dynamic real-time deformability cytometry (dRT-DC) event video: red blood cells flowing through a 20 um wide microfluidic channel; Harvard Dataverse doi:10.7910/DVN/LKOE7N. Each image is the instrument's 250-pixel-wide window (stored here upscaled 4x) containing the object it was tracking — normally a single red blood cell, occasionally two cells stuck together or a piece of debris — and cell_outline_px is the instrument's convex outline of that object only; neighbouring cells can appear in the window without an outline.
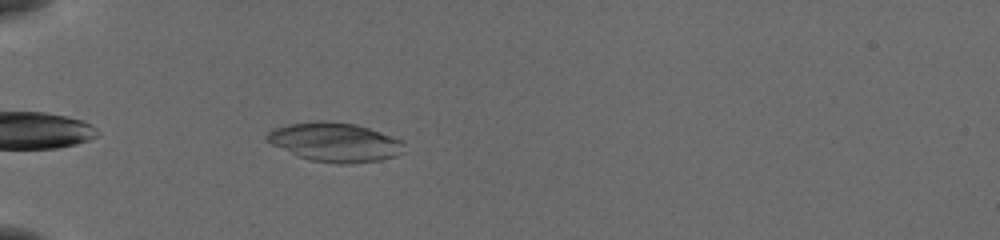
{"species": "common noctule bat (a hibernating species)", "species_latin": "Nyctalus noctula", "temperature_condition": "cold", "stored_images_in_passage": 35, "camera_frame_rate_fps": 3000, "um_per_image_px": 0.085, "animal": {"sex": "female", "body_mass_g": 19.5, "forearm_length_mm": 54.1}, "frame": {"image": 1, "passage_image": 4, "time_ms": 1.0, "image_size_px": [1000, 240], "cell_outline_px": [[404, 152], [396, 156], [380, 160], [352, 164], [340, 164], [312, 160], [300, 156], [272, 144], [264, 140], [264, 136], [268, 132], [276, 128], [288, 124], [316, 120], [324, 120], [356, 124], [404, 140]], "centroid_in_image_um": [28.5, 12.07], "position_along_channel_um": 56.5, "area_um2": 31.27}}
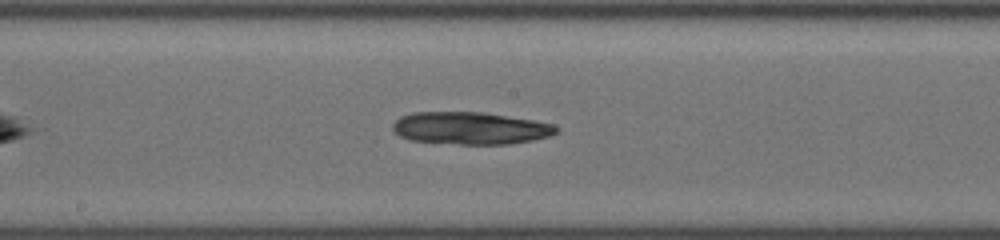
{"frame": {"image": 2, "passage_image": 17, "time_ms": 5.333, "image_size_px": [1000, 240], "cell_outline_px": [[560, 132], [548, 136], [532, 140], [508, 144], [460, 144], [408, 140], [392, 132], [392, 124], [400, 116], [412, 112], [484, 112], [532, 120], [552, 124], [560, 128]], "centroid_in_image_um": [39.95, 10.89], "position_along_channel_um": 208.3, "area_um2": 30.98}}
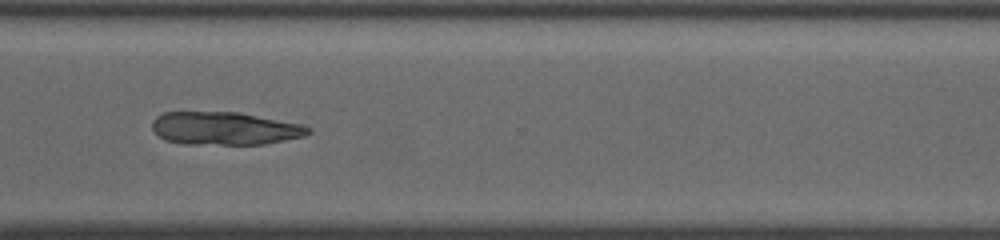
{"frame": {"image": 3, "passage_image": 28, "time_ms": 9.0, "image_size_px": [1000, 240], "cell_outline_px": [[312, 132], [304, 136], [264, 144], [184, 144], [164, 140], [152, 128], [152, 120], [156, 116], [164, 112], [240, 112], [304, 124], [312, 128]], "centroid_in_image_um": [19.13, 10.91], "position_along_channel_um": 351.5, "area_um2": 30.23}}